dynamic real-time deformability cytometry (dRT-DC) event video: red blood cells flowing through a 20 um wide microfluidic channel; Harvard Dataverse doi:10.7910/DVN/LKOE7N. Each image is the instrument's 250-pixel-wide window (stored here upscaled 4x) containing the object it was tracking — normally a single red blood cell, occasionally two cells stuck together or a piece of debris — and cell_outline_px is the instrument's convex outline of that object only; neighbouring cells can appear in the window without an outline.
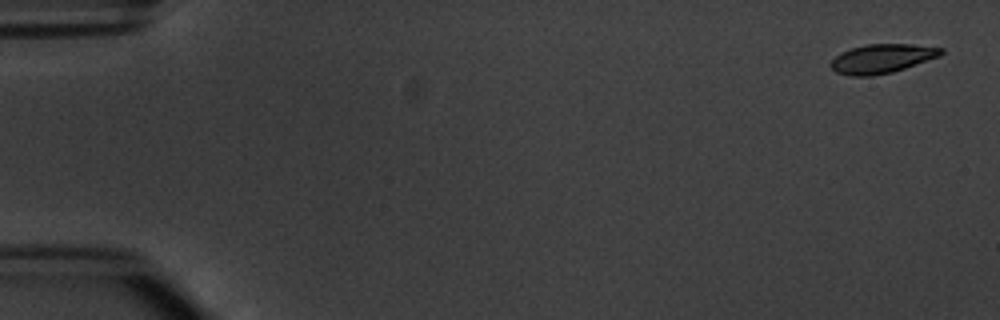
{"species": "common noctule bat (a hibernating species)", "species_latin": "Nyctalus noctula", "temperature_condition": "warm", "stored_images_in_passage": 5, "camera_frame_rate_fps": 3000, "um_per_image_px": 0.085, "animal": {"sex": "male", "body_mass_g": 20.1, "forearm_length_mm": 53.5}, "frame": {"image": 1, "passage_image": 1, "time_ms": 0.0, "image_size_px": [1000, 320], "cell_outline_px": [[944, 52], [940, 56], [892, 72], [872, 76], [848, 76], [836, 72], [828, 64], [840, 52], [852, 48], [868, 44], [912, 44], [944, 48]], "centroid_in_image_um": [74.95, 4.98], "position_along_channel_um": 10.1, "area_um2": 18.67}}
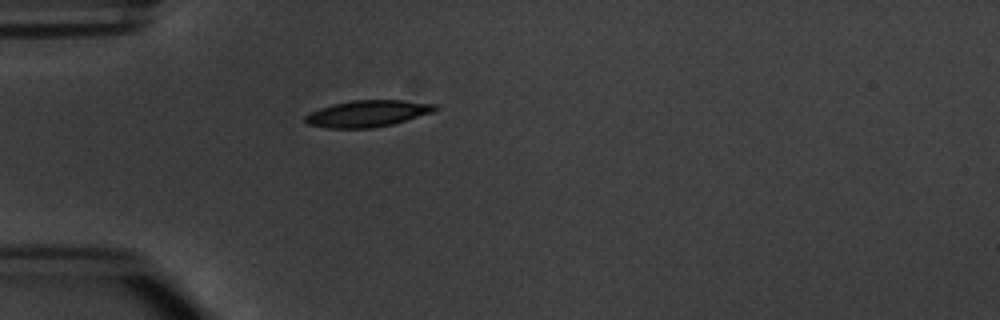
{"frame": {"image": 2, "passage_image": 5, "time_ms": 4.667, "image_size_px": [1000, 320], "cell_outline_px": [[440, 108], [432, 112], [392, 124], [372, 128], [328, 128], [308, 124], [304, 120], [304, 116], [308, 112], [332, 104], [352, 100], [400, 100], [436, 104]], "centroid_in_image_um": [31.21, 9.65], "position_along_channel_um": 53.8, "area_um2": 20.06}}